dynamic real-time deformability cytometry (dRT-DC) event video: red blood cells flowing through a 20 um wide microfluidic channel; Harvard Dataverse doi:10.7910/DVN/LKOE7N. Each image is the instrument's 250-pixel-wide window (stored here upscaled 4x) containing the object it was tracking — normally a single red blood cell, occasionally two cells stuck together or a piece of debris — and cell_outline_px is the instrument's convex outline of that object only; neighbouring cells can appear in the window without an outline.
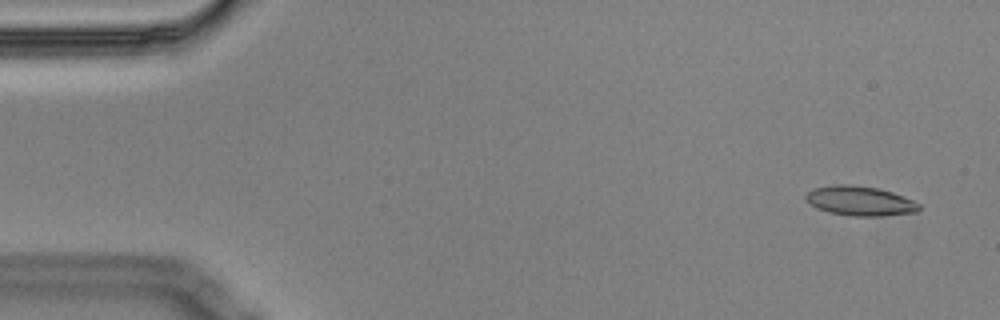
{"species": "Egyptian fruit bat (a non-hibernating species)", "species_latin": "Rousettus aegyptiacus", "temperature_condition": "cold", "stored_images_in_passage": 5, "camera_frame_rate_fps": 3000, "um_per_image_px": 0.085, "animal": {"sex": "male"}, "frame": {"image": 1, "passage_image": 5, "time_ms": 1.333, "image_size_px": [1000, 320], "cell_outline_px": [[920, 212], [880, 216], [852, 216], [828, 212], [816, 208], [804, 196], [808, 192], [816, 188], [832, 184], [848, 184], [876, 188], [892, 192], [904, 196], [920, 204]], "centroid_in_image_um": [73.13, 17.08], "position_along_channel_um": 11.9, "area_um2": 19.48}}